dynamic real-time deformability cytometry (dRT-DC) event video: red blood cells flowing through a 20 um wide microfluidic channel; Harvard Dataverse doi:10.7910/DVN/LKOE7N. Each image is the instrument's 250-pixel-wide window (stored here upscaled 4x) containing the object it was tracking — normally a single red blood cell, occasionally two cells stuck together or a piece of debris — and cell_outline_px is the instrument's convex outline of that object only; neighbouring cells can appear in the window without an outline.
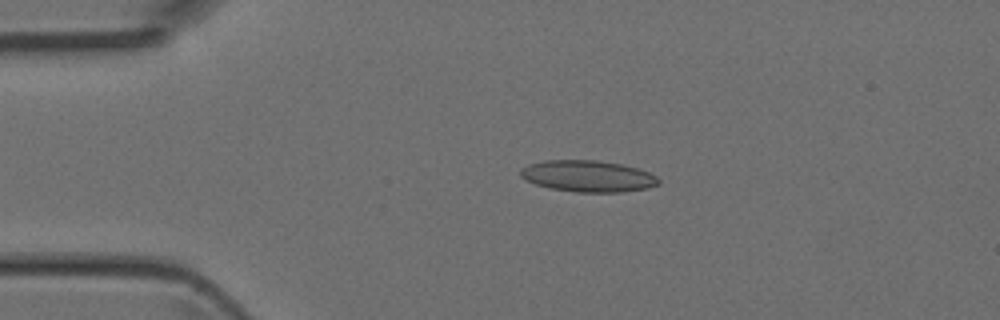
{"species": "Egyptian fruit bat (a non-hibernating species)", "species_latin": "Rousettus aegyptiacus", "temperature_condition": "room temperature", "stored_images_in_passage": 3, "camera_frame_rate_fps": 3000, "um_per_image_px": 0.085, "animal": {"sex": "female"}, "frame": {"image": 1, "passage_image": 1, "time_ms": 0.0, "image_size_px": [1000, 320], "cell_outline_px": [[660, 184], [648, 188], [620, 192], [576, 192], [548, 188], [536, 184], [520, 176], [520, 168], [528, 164], [544, 160], [596, 160], [624, 164], [648, 172], [656, 176], [660, 180]], "centroid_in_image_um": [49.97, 14.97], "position_along_channel_um": 35.0, "area_um2": 25.43}}